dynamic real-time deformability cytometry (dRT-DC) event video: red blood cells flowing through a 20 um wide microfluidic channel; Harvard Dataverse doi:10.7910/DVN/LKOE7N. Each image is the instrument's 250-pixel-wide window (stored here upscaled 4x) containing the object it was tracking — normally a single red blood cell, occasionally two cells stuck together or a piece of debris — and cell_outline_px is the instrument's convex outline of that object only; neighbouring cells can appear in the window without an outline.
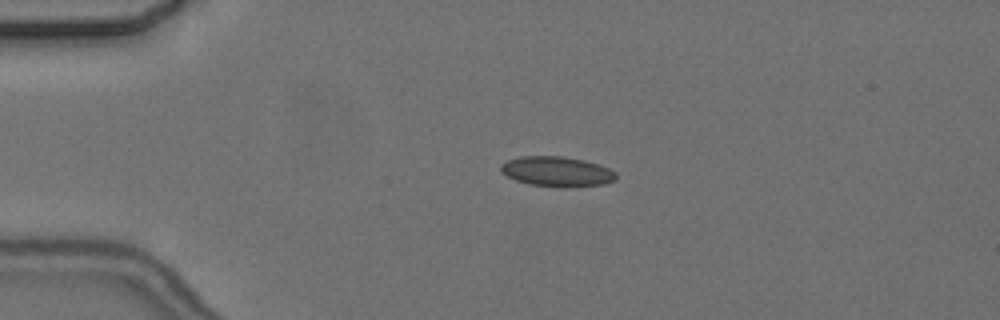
{"species": "common noctule bat (a hibernating species)", "species_latin": "Nyctalus noctula", "temperature_condition": "cold", "stored_images_in_passage": 3, "camera_frame_rate_fps": 3000, "um_per_image_px": 0.085, "animal": {"sex": "female", "body_mass_g": 24.6, "forearm_length_mm": 56.2}, "frame": {"image": 1, "passage_image": 2, "time_ms": 2.667, "image_size_px": [1000, 320], "cell_outline_px": [[616, 180], [604, 184], [532, 184], [516, 180], [500, 172], [500, 164], [508, 160], [520, 156], [564, 156], [584, 160], [600, 164], [616, 172]], "centroid_in_image_um": [47.31, 14.51], "position_along_channel_um": 37.7, "area_um2": 19.25}}